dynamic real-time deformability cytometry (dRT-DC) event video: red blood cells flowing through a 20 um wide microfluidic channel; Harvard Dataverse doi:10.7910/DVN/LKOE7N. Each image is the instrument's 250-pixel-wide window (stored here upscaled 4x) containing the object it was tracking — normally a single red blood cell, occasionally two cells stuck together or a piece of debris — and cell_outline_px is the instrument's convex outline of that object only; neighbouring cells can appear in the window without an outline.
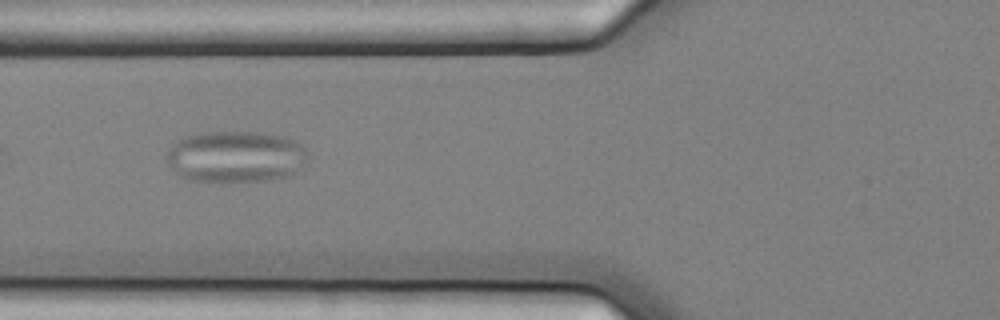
{"species": "common noctule bat (a hibernating species)", "species_latin": "Nyctalus noctula", "temperature_condition": "cold", "stored_images_in_passage": 8, "camera_frame_rate_fps": 3000, "um_per_image_px": 0.085, "animal": {"sex": "female", "body_mass_g": 25.1}, "frame": {"image": 1, "passage_image": 5, "time_ms": 1.333, "image_size_px": [1000, 320], "cell_outline_px": [[308, 160], [288, 176], [264, 180], [220, 184], [188, 180], [180, 176], [168, 160], [168, 148], [176, 140], [188, 136], [204, 132], [256, 132], [284, 136], [300, 144], [308, 152]], "centroid_in_image_um": [20.02, 13.34], "position_along_channel_um": 105.8, "area_um2": 42.71}}
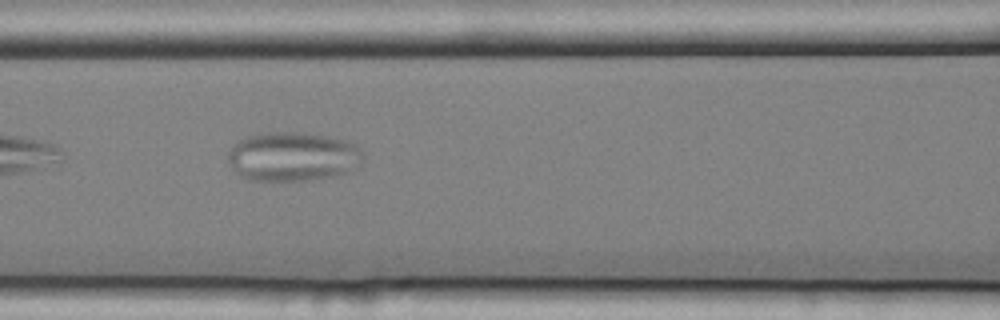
{"frame": {"image": 2, "passage_image": 6, "time_ms": 1.667, "image_size_px": [1000, 320], "cell_outline_px": [[364, 156], [348, 172], [336, 176], [312, 180], [248, 180], [240, 176], [232, 168], [228, 160], [228, 152], [232, 144], [244, 136], [268, 132], [300, 132], [328, 136], [348, 140], [356, 144], [360, 148]], "centroid_in_image_um": [24.86, 13.29], "position_along_channel_um": 141.7, "area_um2": 39.07}}